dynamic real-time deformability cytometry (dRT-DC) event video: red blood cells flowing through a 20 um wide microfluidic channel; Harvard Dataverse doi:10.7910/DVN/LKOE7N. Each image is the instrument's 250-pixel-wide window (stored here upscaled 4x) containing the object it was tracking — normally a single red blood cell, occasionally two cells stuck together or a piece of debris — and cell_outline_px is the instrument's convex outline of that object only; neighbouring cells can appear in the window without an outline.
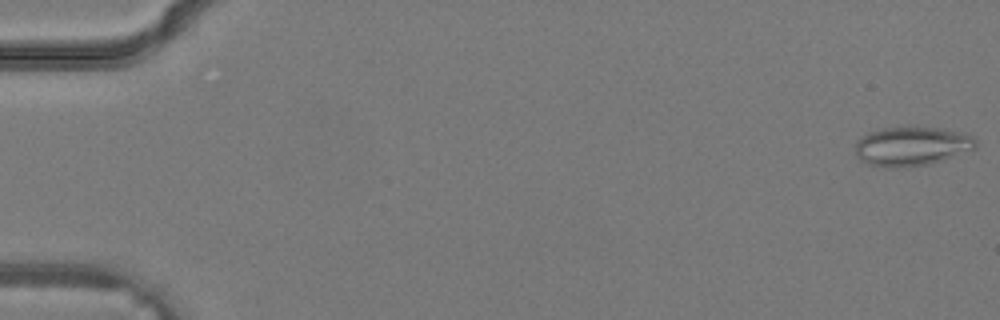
{"species": "common noctule bat (a hibernating species)", "species_latin": "Nyctalus noctula", "temperature_condition": "warm", "stored_images_in_passage": 35, "camera_frame_rate_fps": 3000, "um_per_image_px": 0.085, "animal": {"sex": "male", "body_mass_g": 19.2, "forearm_length_mm": 51.8}, "frame": {"image": 1, "passage_image": 1, "time_ms": 0.0, "image_size_px": [1000, 320], "cell_outline_px": [[976, 148], [928, 164], [908, 168], [884, 168], [868, 164], [860, 160], [856, 156], [856, 140], [868, 132], [884, 128], [940, 128], [964, 132], [972, 136], [976, 140]], "centroid_in_image_um": [77.46, 12.45], "position_along_channel_um": 7.5, "area_um2": 27.46}}